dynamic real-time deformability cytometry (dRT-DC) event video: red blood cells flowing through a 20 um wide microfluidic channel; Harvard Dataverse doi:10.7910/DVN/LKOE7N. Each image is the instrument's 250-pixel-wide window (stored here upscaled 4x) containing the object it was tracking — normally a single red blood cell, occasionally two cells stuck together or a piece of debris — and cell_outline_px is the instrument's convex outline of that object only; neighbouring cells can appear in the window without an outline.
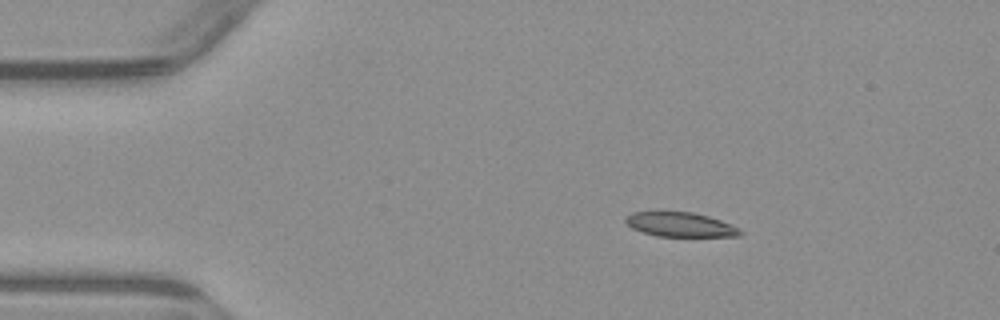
{"species": "common noctule bat (a hibernating species)", "species_latin": "Nyctalus noctula", "temperature_condition": "warm", "stored_images_in_passage": 3, "camera_frame_rate_fps": 3000, "um_per_image_px": 0.085, "animal": {"sex": "male", "body_mass_g": 23.1, "forearm_length_mm": 52.7}, "frame": {"image": 1, "passage_image": 1, "time_ms": 0.0, "image_size_px": [1000, 320], "cell_outline_px": [[744, 232], [740, 236], [656, 236], [632, 228], [624, 220], [624, 216], [632, 212], [692, 212], [708, 216], [732, 224], [740, 228]], "centroid_in_image_um": [57.85, 19.09], "position_along_channel_um": 27.2, "area_um2": 16.3}}
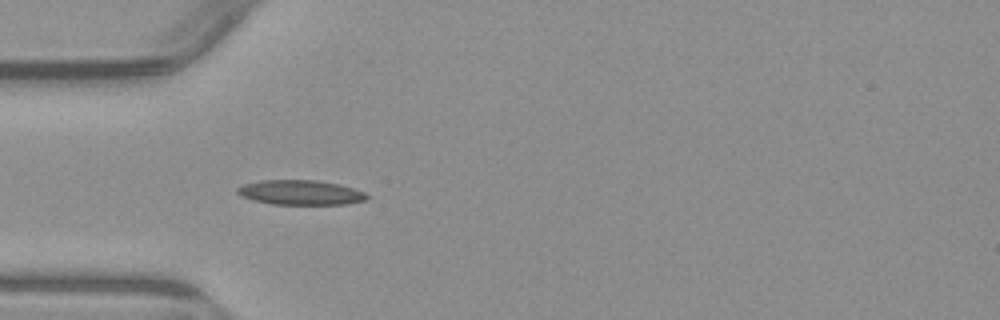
{"frame": {"image": 2, "passage_image": 3, "time_ms": 2.333, "image_size_px": [1000, 320], "cell_outline_px": [[368, 200], [348, 204], [272, 204], [252, 200], [240, 196], [236, 192], [236, 188], [244, 184], [260, 180], [316, 180], [340, 184], [364, 192], [368, 196]], "centroid_in_image_um": [25.53, 16.36], "position_along_channel_um": 59.5, "area_um2": 18.79}}